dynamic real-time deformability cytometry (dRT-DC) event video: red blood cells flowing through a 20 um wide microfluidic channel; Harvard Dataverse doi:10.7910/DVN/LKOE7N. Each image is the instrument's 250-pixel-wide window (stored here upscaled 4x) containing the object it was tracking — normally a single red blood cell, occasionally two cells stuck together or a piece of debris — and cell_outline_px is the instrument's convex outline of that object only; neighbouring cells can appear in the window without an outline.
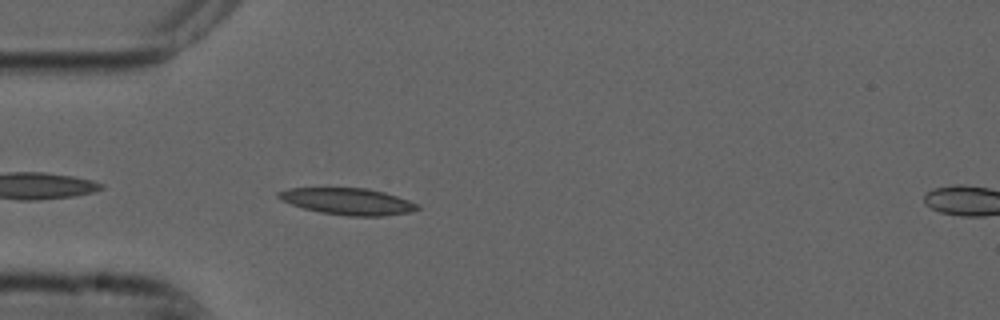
{"species": "common noctule bat (a hibernating species)", "species_latin": "Nyctalus noctula", "temperature_condition": "cold", "stored_images_in_passage": 42, "camera_frame_rate_fps": 3000, "um_per_image_px": 0.085, "animal": {"sex": "male", "forearm_length_mm": 52.5}, "frame": {"image": 1, "passage_image": 3, "time_ms": 0.667, "image_size_px": [1000, 320], "cell_outline_px": [[420, 208], [408, 212], [380, 216], [348, 216], [320, 212], [304, 208], [280, 200], [276, 196], [276, 192], [288, 188], [368, 188], [384, 192], [420, 204]], "centroid_in_image_um": [29.53, 17.11], "position_along_channel_um": 55.5, "area_um2": 21.5}}
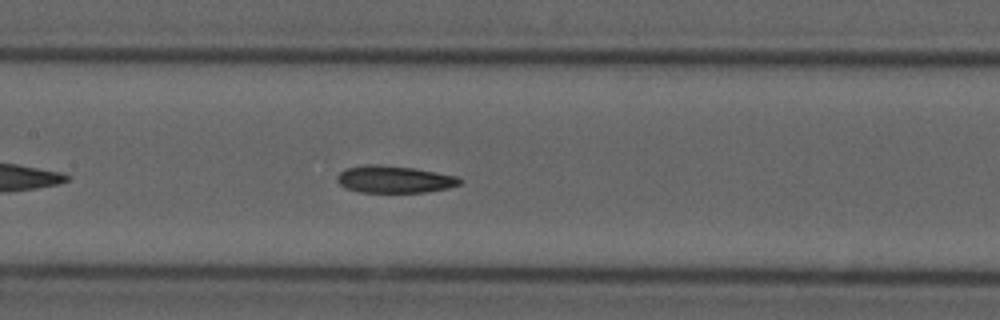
{"frame": {"image": 2, "passage_image": 13, "time_ms": 4.0, "image_size_px": [1000, 320], "cell_outline_px": [[464, 180], [460, 184], [448, 188], [424, 192], [360, 192], [344, 188], [336, 180], [336, 176], [340, 172], [348, 168], [364, 164], [380, 164], [412, 168], [460, 176]], "centroid_in_image_um": [33.53, 15.24], "position_along_channel_um": 173.9, "area_um2": 19.54}}
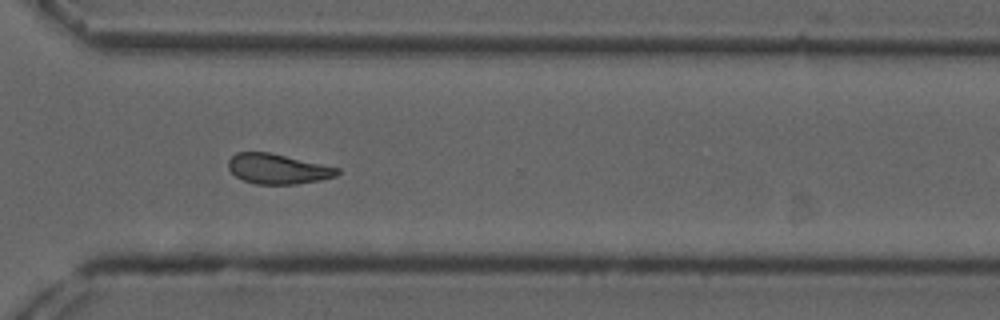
{"frame": {"image": 3, "passage_image": 27, "time_ms": 8.667, "image_size_px": [1000, 320], "cell_outline_px": [[340, 172], [336, 176], [320, 180], [296, 184], [256, 184], [244, 180], [236, 176], [228, 168], [228, 160], [236, 152], [268, 152], [340, 168]], "centroid_in_image_um": [23.61, 14.35], "position_along_channel_um": 347.0, "area_um2": 18.96}, "authors_computed_cell_mechanics": {"area_um2": 19.5942, "velocity_mm_per_s": 3.7266, "shape_relaxation_time_tau1_ms": null, "shape_relaxation_time_tau2_ms": 4.1917, "deformation_change_tau1": null, "deformation_change_tau2": 0.1169}}